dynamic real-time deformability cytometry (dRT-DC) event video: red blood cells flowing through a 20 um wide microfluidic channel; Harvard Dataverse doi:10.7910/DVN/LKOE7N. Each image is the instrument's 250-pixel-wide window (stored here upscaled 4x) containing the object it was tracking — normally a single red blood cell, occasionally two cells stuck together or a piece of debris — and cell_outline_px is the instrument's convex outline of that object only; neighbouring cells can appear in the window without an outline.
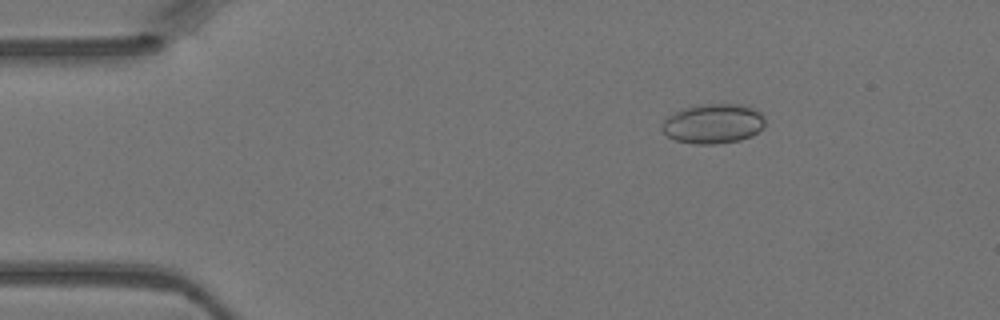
{"species": "Egyptian fruit bat (a non-hibernating species)", "species_latin": "Rousettus aegyptiacus", "temperature_condition": "warm", "stored_images_in_passage": 4, "camera_frame_rate_fps": 3000, "um_per_image_px": 0.085, "animal": {"sex": "female"}, "frame": {"image": 1, "passage_image": 1, "time_ms": 0.0, "image_size_px": [1000, 320], "cell_outline_px": [[764, 128], [752, 136], [740, 140], [716, 144], [696, 144], [676, 140], [668, 136], [660, 128], [664, 120], [668, 116], [684, 108], [704, 104], [748, 104], [760, 112], [764, 116]], "centroid_in_image_um": [60.67, 10.51], "position_along_channel_um": 24.3, "area_um2": 23.99}}
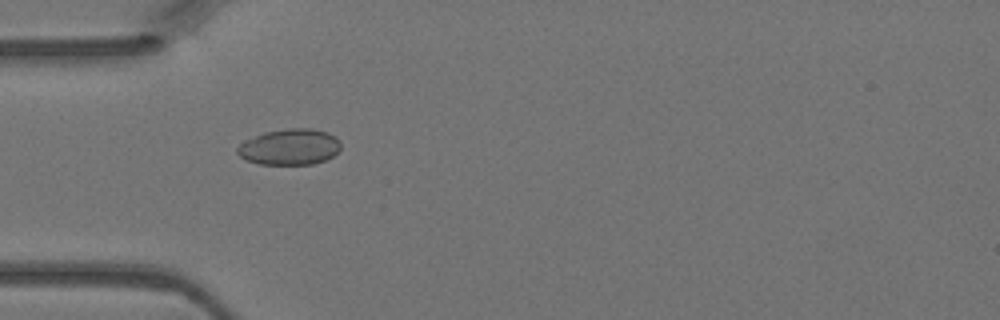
{"frame": {"image": 2, "passage_image": 3, "time_ms": 0.667, "image_size_px": [1000, 320], "cell_outline_px": [[340, 148], [332, 156], [324, 160], [312, 164], [260, 164], [248, 160], [240, 156], [236, 152], [236, 148], [244, 140], [264, 132], [288, 128], [312, 128], [328, 132], [336, 136], [340, 140]], "centroid_in_image_um": [24.62, 12.47], "position_along_channel_um": 60.4, "area_um2": 21.73}}
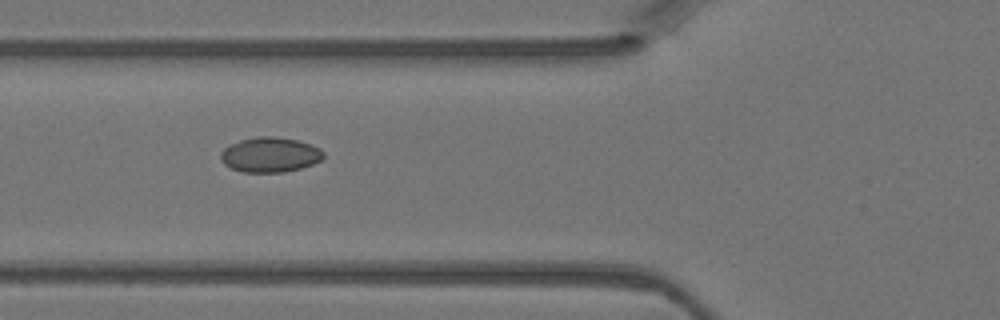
{"frame": {"image": 3, "passage_image": 4, "time_ms": 1.0, "image_size_px": [1000, 320], "cell_outline_px": [[324, 156], [320, 160], [312, 164], [300, 168], [284, 172], [244, 172], [232, 168], [224, 164], [220, 160], [220, 152], [228, 144], [240, 140], [256, 136], [272, 136], [296, 140], [312, 144], [320, 148], [324, 152]], "centroid_in_image_um": [22.93, 13.14], "position_along_channel_um": 102.9, "area_um2": 21.04}}